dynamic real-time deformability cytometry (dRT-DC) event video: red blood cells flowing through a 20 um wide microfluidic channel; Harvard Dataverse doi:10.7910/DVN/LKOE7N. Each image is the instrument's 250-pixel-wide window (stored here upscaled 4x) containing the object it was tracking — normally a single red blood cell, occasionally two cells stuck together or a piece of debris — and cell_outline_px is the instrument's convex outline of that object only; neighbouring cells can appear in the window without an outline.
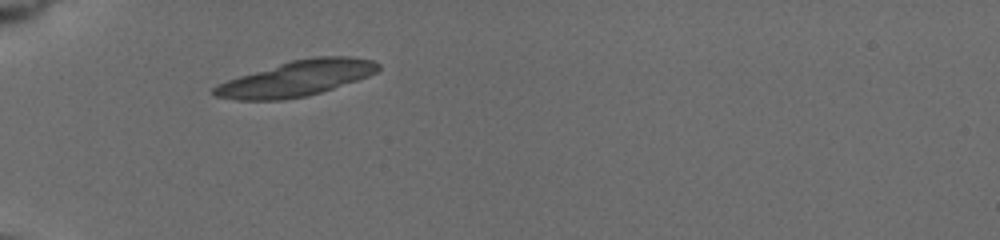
{"species": "common noctule bat (a hibernating species)", "species_latin": "Nyctalus noctula", "temperature_condition": "cold", "stored_images_in_passage": 23, "camera_frame_rate_fps": 3000, "um_per_image_px": 0.085, "animal": {"sex": "female", "body_mass_g": 19.5, "forearm_length_mm": 54.1}, "frame": {"image": 1, "passage_image": 1, "time_ms": 0.0, "image_size_px": [1000, 240], "cell_outline_px": [[380, 68], [376, 72], [368, 76], [308, 96], [284, 100], [236, 100], [212, 96], [212, 88], [228, 80], [240, 76], [292, 60], [316, 56], [352, 56], [372, 60], [380, 64]], "centroid_in_image_um": [25.21, 6.67], "position_along_channel_um": 59.8, "area_um2": 33.64}}